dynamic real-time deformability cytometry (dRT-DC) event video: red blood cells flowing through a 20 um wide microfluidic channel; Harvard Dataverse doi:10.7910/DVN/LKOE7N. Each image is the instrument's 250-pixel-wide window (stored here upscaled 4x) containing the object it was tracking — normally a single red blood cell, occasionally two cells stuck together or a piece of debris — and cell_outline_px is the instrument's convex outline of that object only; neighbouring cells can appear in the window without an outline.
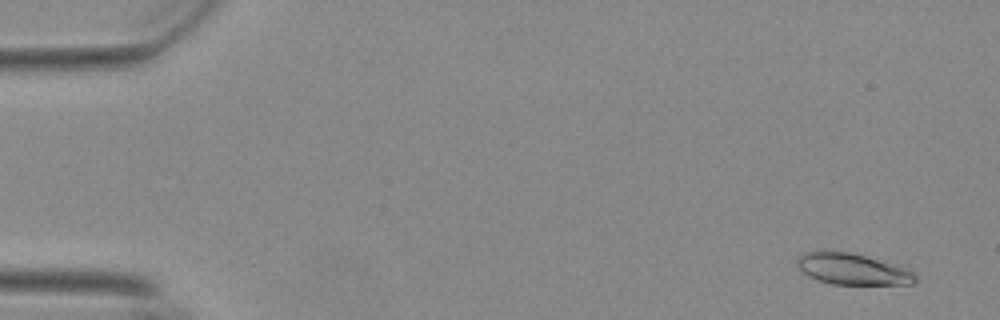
{"species": "Egyptian fruit bat (a non-hibernating species)", "species_latin": "Rousettus aegyptiacus", "temperature_condition": "warm", "stored_images_in_passage": 56, "camera_frame_rate_fps": 3000, "um_per_image_px": 0.085, "animal": {"sex": "female"}, "frame": {"image": 1, "passage_image": 4, "time_ms": 1.0, "image_size_px": [1000, 320], "cell_outline_px": [[916, 280], [912, 284], [832, 284], [808, 276], [800, 268], [796, 260], [800, 252], [848, 252], [864, 256], [912, 272], [916, 276]], "centroid_in_image_um": [72.38, 22.89], "position_along_channel_um": 12.6, "area_um2": 20.58}}
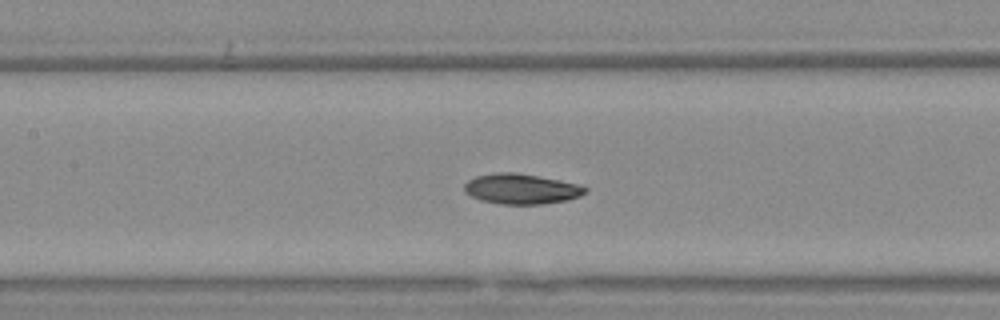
{"frame": {"image": 2, "passage_image": 27, "time_ms": 8.667, "image_size_px": [1000, 320], "cell_outline_px": [[588, 188], [580, 196], [568, 200], [540, 204], [500, 204], [480, 200], [464, 192], [464, 184], [468, 180], [476, 176], [500, 172], [516, 172], [576, 184]], "centroid_in_image_um": [44.26, 16.06], "position_along_channel_um": 163.1, "area_um2": 21.04}}
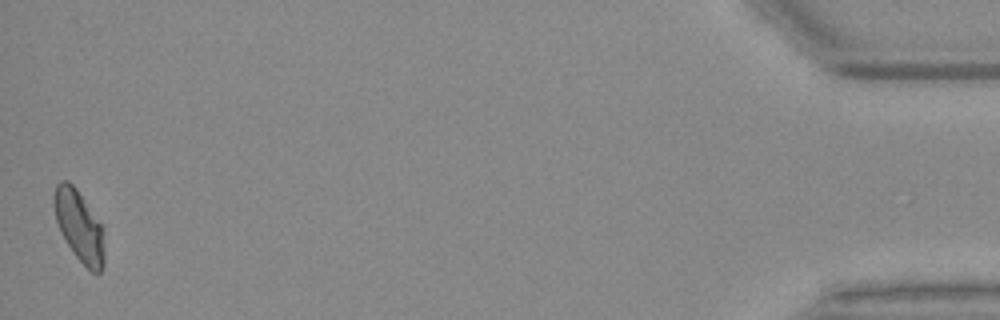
{"frame": {"image": 3, "passage_image": 56, "time_ms": 18.333, "image_size_px": [1000, 320], "cell_outline_px": [[104, 264], [100, 272], [92, 272], [76, 256], [60, 232], [56, 220], [52, 204], [52, 196], [56, 184], [60, 180], [68, 180], [76, 188], [100, 224], [104, 248]], "centroid_in_image_um": [6.68, 19.17], "position_along_channel_um": 428.5, "area_um2": 20.52}, "authors_computed_cell_mechanics": {"area_um2": 21.2126, "velocity_mm_per_s": 3.7001, "shape_relaxation_time_tau1_ms": 9.0821, "shape_relaxation_time_tau2_ms": 5.3677, "deformation_change_tau1": 0.213, "deformation_change_tau2": 0.0938}}